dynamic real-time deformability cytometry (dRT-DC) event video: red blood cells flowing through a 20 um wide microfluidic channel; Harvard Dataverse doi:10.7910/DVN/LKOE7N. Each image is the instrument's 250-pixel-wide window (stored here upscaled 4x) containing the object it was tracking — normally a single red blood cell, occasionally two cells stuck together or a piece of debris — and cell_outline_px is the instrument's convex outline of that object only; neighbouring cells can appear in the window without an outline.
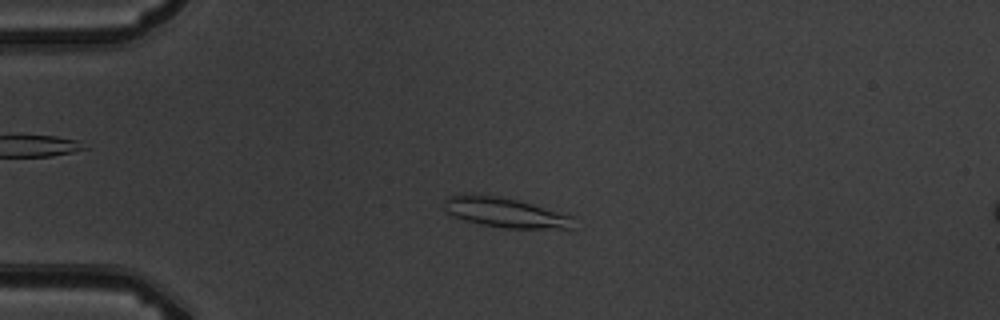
{"species": "common noctule bat (a hibernating species)", "species_latin": "Nyctalus noctula", "temperature_condition": "warm", "stored_images_in_passage": 5, "camera_frame_rate_fps": 3000, "um_per_image_px": 0.085, "animal": {"sex": "male", "body_mass_g": 19.5, "forearm_length_mm": 54.6}, "frame": {"image": 1, "passage_image": 3, "time_ms": 2.333, "image_size_px": [1000, 320], "cell_outline_px": [[576, 216], [572, 228], [504, 228], [480, 224], [464, 220], [452, 216], [444, 208], [444, 200], [448, 196], [464, 192], [468, 192], [500, 196], [532, 204]], "centroid_in_image_um": [42.9, 18.04], "position_along_channel_um": 42.1, "area_um2": 22.89}}
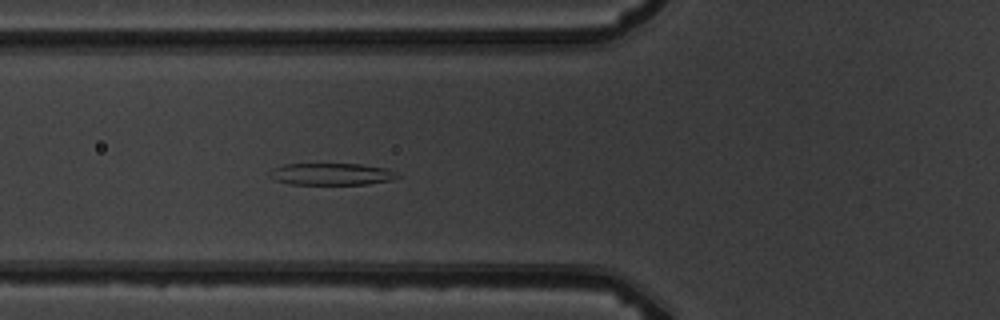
{"frame": {"image": 2, "passage_image": 5, "time_ms": 4.667, "image_size_px": [1000, 320], "cell_outline_px": [[400, 176], [392, 180], [368, 184], [292, 184], [276, 180], [272, 176], [272, 168], [284, 164], [360, 164], [388, 168], [396, 172]], "centroid_in_image_um": [28.25, 14.79], "position_along_channel_um": 97.5, "area_um2": 16.18}}